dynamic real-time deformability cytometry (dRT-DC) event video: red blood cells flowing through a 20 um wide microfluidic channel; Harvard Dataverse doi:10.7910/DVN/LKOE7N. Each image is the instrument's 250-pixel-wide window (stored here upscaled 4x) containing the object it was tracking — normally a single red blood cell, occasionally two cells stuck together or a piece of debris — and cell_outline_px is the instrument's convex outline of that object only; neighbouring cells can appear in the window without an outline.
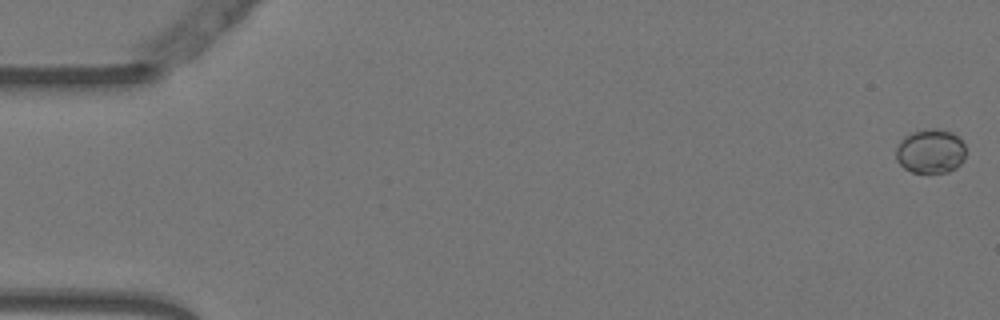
{"species": "Egyptian fruit bat (a non-hibernating species)", "species_latin": "Rousettus aegyptiacus", "temperature_condition": "warm", "stored_images_in_passage": 54, "camera_frame_rate_fps": 3000, "um_per_image_px": 0.085, "animal": {"sex": "female"}, "frame": {"image": 1, "passage_image": 1, "time_ms": 0.0, "image_size_px": [1000, 320], "cell_outline_px": [[964, 160], [956, 168], [948, 172], [912, 172], [904, 168], [896, 160], [896, 148], [900, 140], [904, 136], [912, 132], [924, 128], [940, 128], [952, 132], [960, 136], [964, 144]], "centroid_in_image_um": [79.1, 12.82], "position_along_channel_um": 5.9, "area_um2": 18.32}}
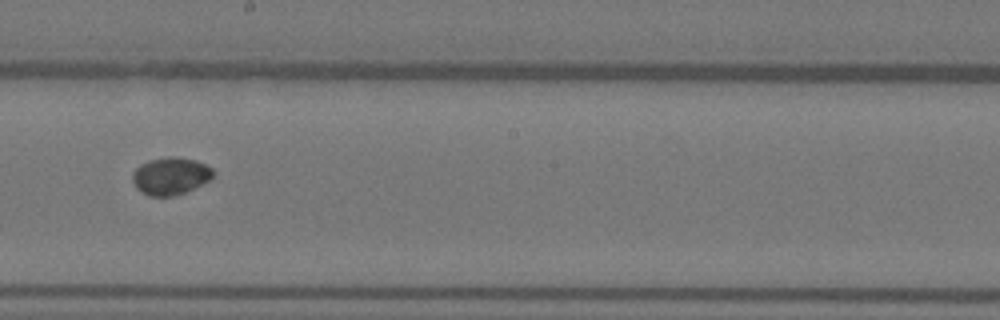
{"frame": {"image": 2, "passage_image": 31, "time_ms": 10.0, "image_size_px": [1000, 320], "cell_outline_px": [[212, 176], [208, 180], [184, 192], [172, 196], [148, 196], [140, 192], [136, 188], [132, 180], [132, 172], [140, 164], [148, 160], [168, 156], [176, 156], [196, 160], [212, 168]], "centroid_in_image_um": [14.43, 14.95], "position_along_channel_um": 233.8, "area_um2": 17.51}}
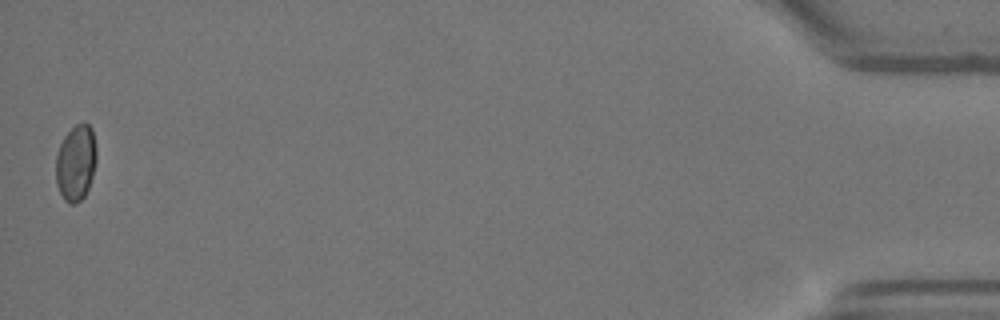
{"frame": {"image": 3, "passage_image": 54, "time_ms": 17.667, "image_size_px": [1000, 320], "cell_outline_px": [[96, 160], [92, 176], [88, 188], [84, 196], [76, 204], [68, 204], [64, 200], [56, 184], [56, 156], [60, 144], [64, 136], [76, 124], [84, 120], [92, 128], [96, 148]], "centroid_in_image_um": [6.45, 13.82], "position_along_channel_um": 428.8, "area_um2": 18.09}}